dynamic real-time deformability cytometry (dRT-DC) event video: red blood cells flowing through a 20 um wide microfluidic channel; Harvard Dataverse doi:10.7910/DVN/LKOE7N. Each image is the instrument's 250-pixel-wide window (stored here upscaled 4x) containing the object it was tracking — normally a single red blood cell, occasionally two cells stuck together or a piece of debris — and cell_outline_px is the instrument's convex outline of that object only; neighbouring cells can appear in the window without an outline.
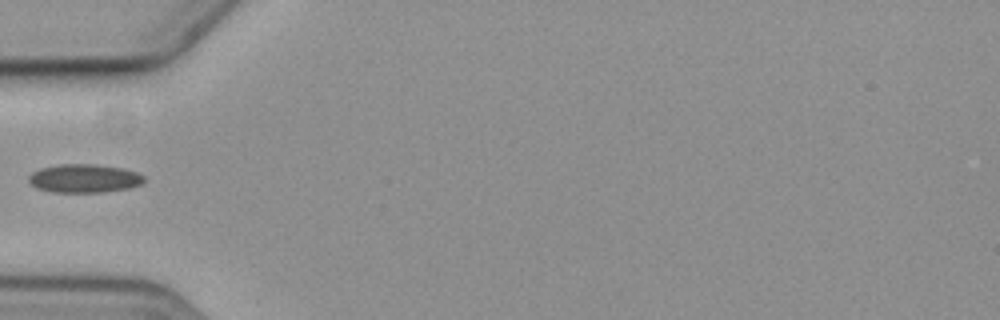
{"species": "common noctule bat (a hibernating species)", "species_latin": "Nyctalus noctula", "temperature_condition": "cold", "stored_images_in_passage": 4, "camera_frame_rate_fps": 3000, "um_per_image_px": 0.085, "animal": {"sex": "female", "body_mass_g": 19.3, "forearm_length_mm": 54.1}, "frame": {"image": 1, "passage_image": 4, "time_ms": 4.333, "image_size_px": [1000, 320], "cell_outline_px": [[144, 180], [140, 184], [128, 188], [100, 192], [52, 192], [36, 188], [28, 180], [28, 176], [32, 172], [40, 168], [60, 164], [92, 164], [120, 168], [136, 172], [144, 176]], "centroid_in_image_um": [7.11, 15.16], "position_along_channel_um": 77.9, "area_um2": 18.96}}